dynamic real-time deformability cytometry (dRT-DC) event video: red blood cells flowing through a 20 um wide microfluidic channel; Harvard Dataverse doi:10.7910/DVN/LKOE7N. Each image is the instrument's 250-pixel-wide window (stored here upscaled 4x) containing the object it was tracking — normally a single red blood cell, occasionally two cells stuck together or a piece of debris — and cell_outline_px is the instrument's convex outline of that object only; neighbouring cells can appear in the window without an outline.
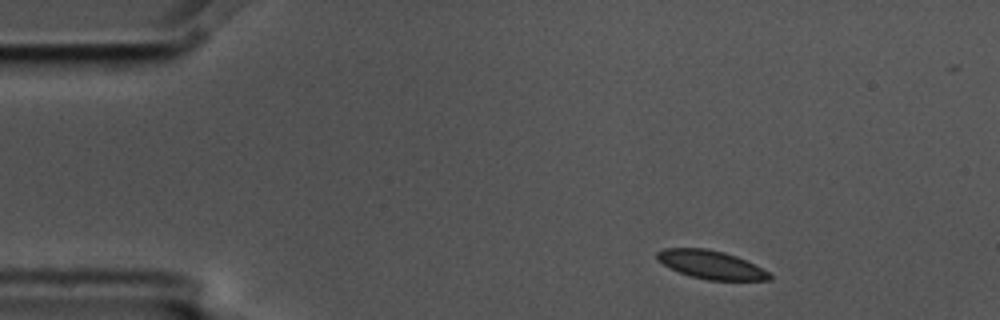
{"species": "common noctule bat (a hibernating species)", "species_latin": "Nyctalus noctula", "temperature_condition": "cold", "stored_images_in_passage": 4, "camera_frame_rate_fps": 3000, "um_per_image_px": 0.085, "animal": {"sex": "male", "body_mass_g": 17.5, "forearm_length_mm": 52.3}, "frame": {"image": 1, "passage_image": 1, "time_ms": 0.0, "image_size_px": [1000, 320], "cell_outline_px": [[772, 280], [708, 280], [692, 276], [668, 268], [656, 260], [656, 252], [664, 248], [704, 248], [724, 252], [736, 256], [768, 272], [772, 276]], "centroid_in_image_um": [60.37, 22.49], "position_along_channel_um": 24.6, "area_um2": 18.44}}
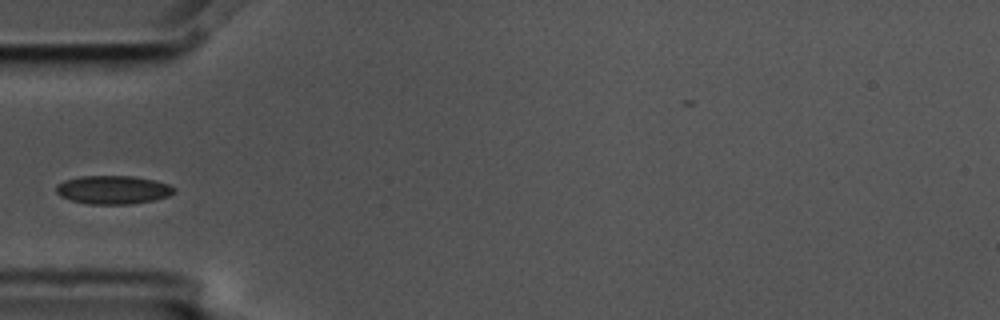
{"frame": {"image": 2, "passage_image": 4, "time_ms": 1.0, "image_size_px": [1000, 320], "cell_outline_px": [[176, 192], [168, 196], [152, 200], [132, 204], [88, 204], [72, 200], [60, 196], [56, 192], [56, 184], [64, 180], [80, 176], [132, 176], [156, 180], [168, 184], [176, 188]], "centroid_in_image_um": [9.61, 16.13], "position_along_channel_um": 75.4, "area_um2": 19.65}}